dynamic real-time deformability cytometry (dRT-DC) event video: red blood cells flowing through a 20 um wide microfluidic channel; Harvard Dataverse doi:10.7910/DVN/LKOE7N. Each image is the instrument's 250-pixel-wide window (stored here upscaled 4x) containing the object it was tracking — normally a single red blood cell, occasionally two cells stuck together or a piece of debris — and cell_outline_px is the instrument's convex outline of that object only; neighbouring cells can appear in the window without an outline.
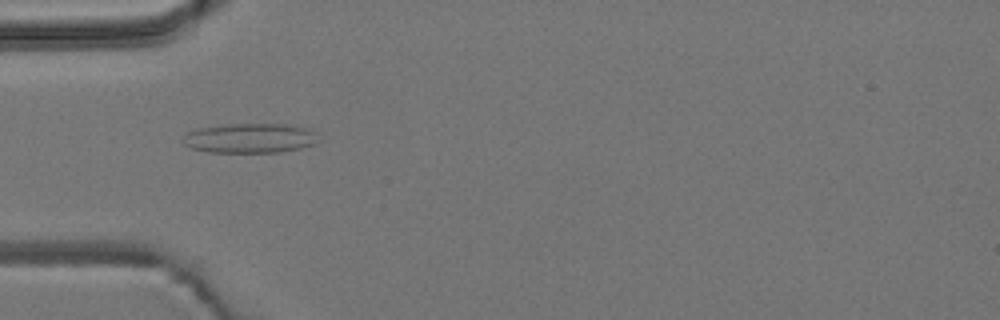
{"species": "common noctule bat (a hibernating species)", "species_latin": "Nyctalus noctula", "temperature_condition": "room temperature", "stored_images_in_passage": 54, "camera_frame_rate_fps": 3000, "um_per_image_px": 0.085, "animal": {"sex": "male", "body_mass_g": 19.2, "forearm_length_mm": 51.8}, "frame": {"image": 1, "passage_image": 17, "time_ms": 5.333, "image_size_px": [1000, 320], "cell_outline_px": [[312, 144], [300, 148], [280, 152], [208, 152], [192, 148], [184, 144], [180, 140], [188, 132], [196, 128], [228, 124], [288, 124], [304, 128], [312, 132]], "centroid_in_image_um": [21.1, 11.74], "position_along_channel_um": 63.9, "area_um2": 22.95}}
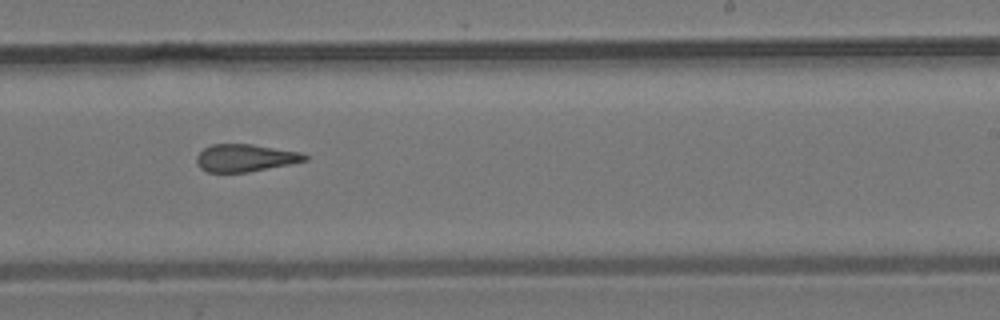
{"frame": {"image": 2, "passage_image": 33, "time_ms": 10.667, "image_size_px": [1000, 320], "cell_outline_px": [[308, 160], [248, 172], [208, 172], [200, 168], [196, 164], [196, 156], [204, 148], [212, 144], [252, 144], [304, 152], [308, 156]], "centroid_in_image_um": [20.85, 13.41], "position_along_channel_um": 268.2, "area_um2": 17.4}}
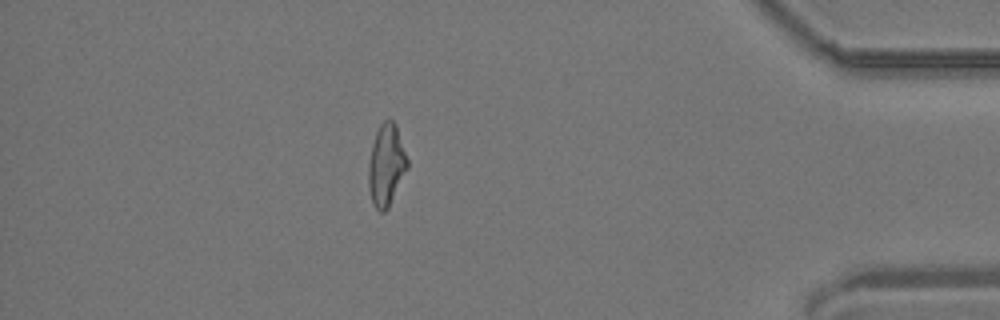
{"frame": {"image": 3, "passage_image": 47, "time_ms": 15.333, "image_size_px": [1000, 320], "cell_outline_px": [[408, 168], [388, 208], [384, 212], [380, 212], [372, 204], [368, 184], [368, 164], [372, 144], [376, 132], [380, 124], [388, 116], [396, 124], [408, 160]], "centroid_in_image_um": [32.83, 14.01], "position_along_channel_um": 402.4, "area_um2": 18.67}, "authors_computed_cell_mechanics": {"area_um2": 18.6694, "velocity_mm_per_s": 3.8349, "shape_relaxation_time_tau1_ms": null, "shape_relaxation_time_tau2_ms": 2.9914, "deformation_change_tau1": null, "deformation_change_tau2": 0.1469}}